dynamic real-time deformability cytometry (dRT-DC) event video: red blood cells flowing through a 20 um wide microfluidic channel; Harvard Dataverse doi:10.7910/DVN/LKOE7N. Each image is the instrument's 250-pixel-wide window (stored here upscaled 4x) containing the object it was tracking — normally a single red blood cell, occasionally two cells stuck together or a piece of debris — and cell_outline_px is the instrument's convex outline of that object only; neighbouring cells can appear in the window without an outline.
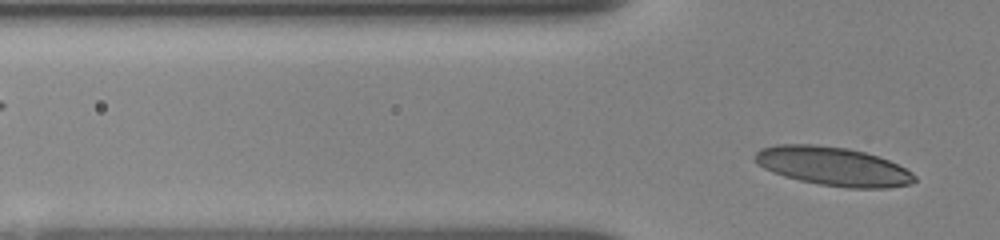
{"species": "human", "species_latin": "Homo sapiens", "temperature_condition": "room temperature", "stored_images_in_passage": 16, "segment_of_instrument_passage": [2, 2], "camera_frame_rate_fps": 3000, "um_per_image_px": 0.085, "donor": {"sex": "female"}, "frame": {"image": 1, "passage_image": 16, "time_ms": 4.667, "image_size_px": [1000, 240], "cell_outline_px": [[916, 180], [912, 184], [888, 188], [848, 188], [820, 184], [800, 180], [784, 176], [772, 172], [756, 164], [756, 152], [760, 148], [776, 144], [812, 144], [848, 148], [864, 152], [888, 160], [912, 172], [916, 176]], "centroid_in_image_um": [70.81, 14.14], "position_along_channel_um": 55.0, "area_um2": 36.01}}